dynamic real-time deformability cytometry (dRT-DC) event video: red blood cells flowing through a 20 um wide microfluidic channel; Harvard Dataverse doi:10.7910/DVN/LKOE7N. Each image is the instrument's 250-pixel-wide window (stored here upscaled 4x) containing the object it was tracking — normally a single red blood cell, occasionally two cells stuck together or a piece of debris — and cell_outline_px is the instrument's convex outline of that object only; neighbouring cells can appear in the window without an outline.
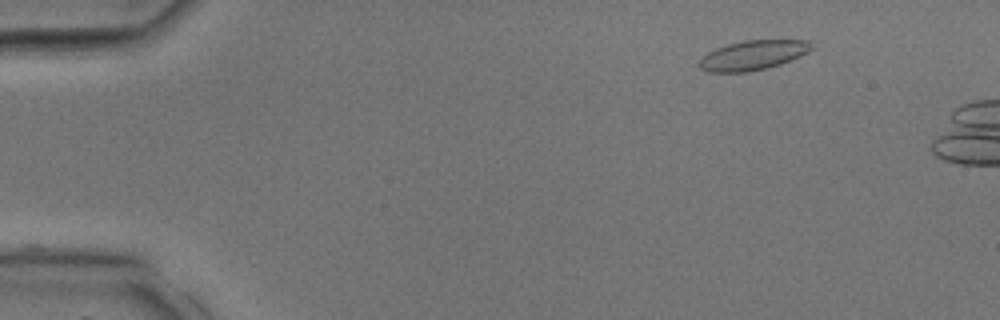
{"species": "common noctule bat (a hibernating species)", "species_latin": "Nyctalus noctula", "temperature_condition": "room temperature", "stored_images_in_passage": 4, "camera_frame_rate_fps": 3000, "um_per_image_px": 0.085, "animal": {"sex": "male", "body_mass_g": 17.9, "forearm_length_mm": 54.2}, "frame": {"image": 1, "passage_image": 1, "time_ms": 0.0, "image_size_px": [1000, 320], "cell_outline_px": [[816, 48], [800, 56], [780, 64], [768, 68], [748, 72], [708, 72], [700, 68], [700, 60], [708, 52], [716, 48], [728, 44], [744, 40], [808, 40], [816, 44]], "centroid_in_image_um": [64.07, 4.68], "position_along_channel_um": 20.9, "area_um2": 19.48}}